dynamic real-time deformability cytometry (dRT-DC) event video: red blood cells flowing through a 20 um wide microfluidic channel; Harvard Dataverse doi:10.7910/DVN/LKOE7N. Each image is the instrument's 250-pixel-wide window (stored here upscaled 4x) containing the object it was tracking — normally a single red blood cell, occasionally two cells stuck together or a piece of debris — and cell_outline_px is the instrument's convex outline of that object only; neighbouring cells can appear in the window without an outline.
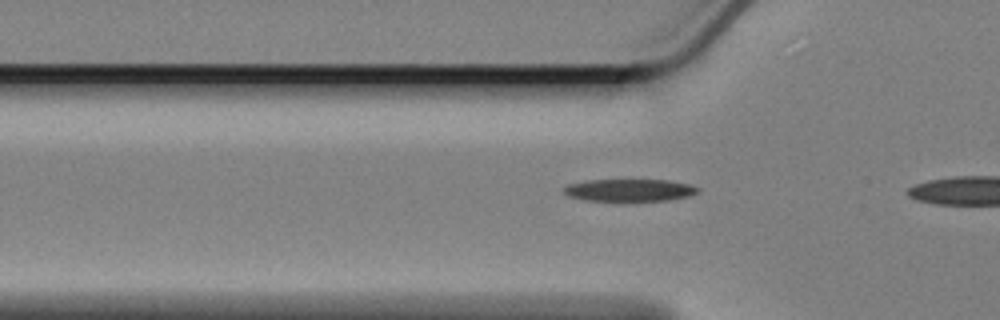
{"species": "Egyptian fruit bat (a non-hibernating species)", "species_latin": "Rousettus aegyptiacus", "temperature_condition": "cold", "stored_images_in_passage": 14, "camera_frame_rate_fps": 3000, "um_per_image_px": 0.085, "animal": {"sex": "female"}, "frame": {"image": 1, "passage_image": 12, "time_ms": 3.667, "image_size_px": [1000, 320], "cell_outline_px": [[700, 192], [688, 196], [668, 200], [588, 200], [568, 196], [564, 192], [564, 188], [568, 184], [588, 180], [664, 180], [688, 184], [700, 188]], "centroid_in_image_um": [53.52, 16.15], "position_along_channel_um": 72.3, "area_um2": 17.05}}